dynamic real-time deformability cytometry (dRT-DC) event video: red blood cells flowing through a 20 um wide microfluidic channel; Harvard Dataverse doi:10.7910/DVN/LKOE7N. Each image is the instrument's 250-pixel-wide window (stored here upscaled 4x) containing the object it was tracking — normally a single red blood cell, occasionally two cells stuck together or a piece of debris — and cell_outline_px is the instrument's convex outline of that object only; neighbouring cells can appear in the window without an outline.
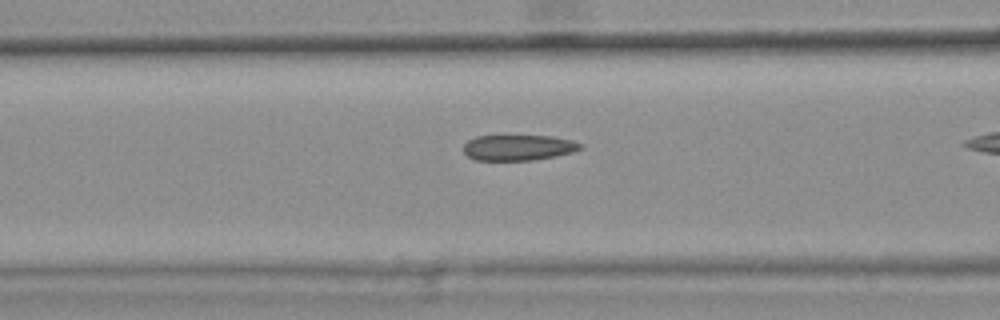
{"species": "common noctule bat (a hibernating species)", "species_latin": "Nyctalus noctula", "temperature_condition": "warm", "stored_images_in_passage": 26, "camera_frame_rate_fps": 3000, "um_per_image_px": 0.085, "animal": {"sex": "female", "body_mass_g": 25.1}, "frame": {"image": 1, "passage_image": 15, "time_ms": 4.667, "image_size_px": [1000, 320], "cell_outline_px": [[584, 148], [572, 152], [556, 156], [532, 160], [476, 160], [468, 156], [464, 152], [464, 144], [468, 140], [476, 136], [552, 136], [572, 140], [584, 144]], "centroid_in_image_um": [44.09, 12.54], "position_along_channel_um": 122.5, "area_um2": 17.51}}